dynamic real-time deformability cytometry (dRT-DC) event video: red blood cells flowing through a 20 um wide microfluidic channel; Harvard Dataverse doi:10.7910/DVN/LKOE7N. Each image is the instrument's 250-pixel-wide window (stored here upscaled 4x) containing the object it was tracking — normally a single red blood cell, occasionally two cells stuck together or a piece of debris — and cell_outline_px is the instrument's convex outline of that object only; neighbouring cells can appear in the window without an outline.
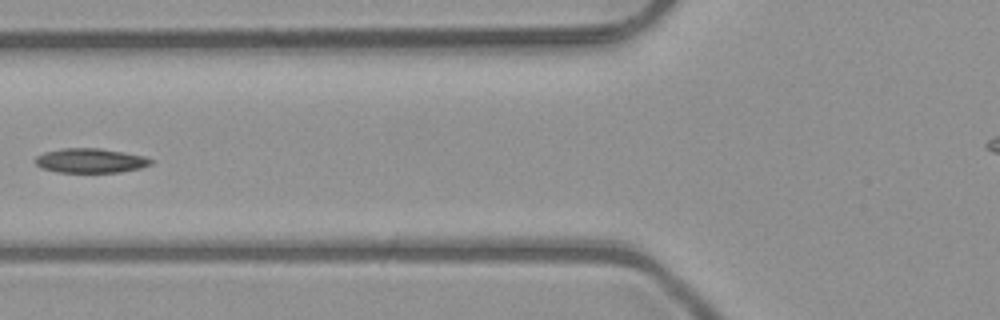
{"species": "common noctule bat (a hibernating species)", "species_latin": "Nyctalus noctula", "temperature_condition": "room temperature", "stored_images_in_passage": 3, "camera_frame_rate_fps": 3000, "um_per_image_px": 0.085, "animal": {"sex": "male", "body_mass_g": 23.1, "forearm_length_mm": 52.7}, "frame": {"image": 1, "passage_image": 3, "time_ms": 0.667, "image_size_px": [1000, 320], "cell_outline_px": [[152, 164], [140, 168], [120, 172], [60, 172], [40, 168], [36, 164], [36, 156], [44, 152], [64, 148], [100, 148], [124, 152], [144, 156], [152, 160]], "centroid_in_image_um": [7.69, 13.65], "position_along_channel_um": 118.1, "area_um2": 16.42}}